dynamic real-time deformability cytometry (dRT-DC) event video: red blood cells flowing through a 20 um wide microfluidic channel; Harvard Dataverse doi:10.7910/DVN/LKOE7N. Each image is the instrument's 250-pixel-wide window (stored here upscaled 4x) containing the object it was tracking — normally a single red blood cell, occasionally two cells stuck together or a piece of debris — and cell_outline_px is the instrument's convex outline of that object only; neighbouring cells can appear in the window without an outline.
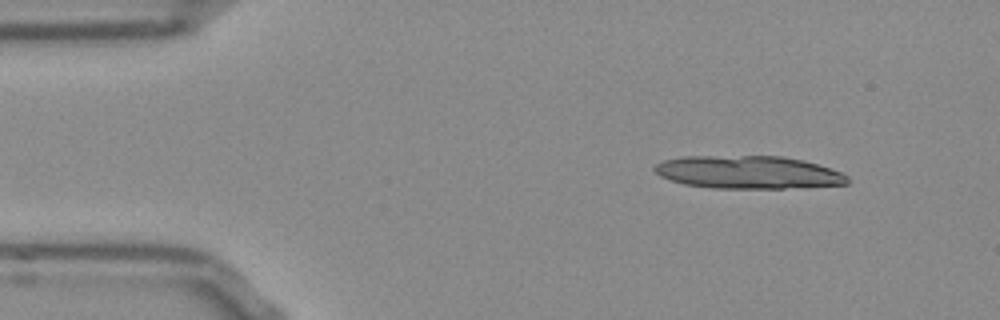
{"species": "Egyptian fruit bat (a non-hibernating species)", "species_latin": "Rousettus aegyptiacus", "temperature_condition": "room temperature", "stored_images_in_passage": 10, "camera_frame_rate_fps": 3000, "um_per_image_px": 0.085, "frame": {"image": 1, "passage_image": 1, "time_ms": 0.0, "image_size_px": [1000, 320], "cell_outline_px": [[848, 184], [784, 188], [712, 188], [684, 184], [660, 176], [652, 168], [656, 164], [664, 160], [684, 156], [780, 156], [804, 160], [840, 172], [848, 176]], "centroid_in_image_um": [63.57, 14.64], "position_along_channel_um": 21.4, "area_um2": 36.76}}